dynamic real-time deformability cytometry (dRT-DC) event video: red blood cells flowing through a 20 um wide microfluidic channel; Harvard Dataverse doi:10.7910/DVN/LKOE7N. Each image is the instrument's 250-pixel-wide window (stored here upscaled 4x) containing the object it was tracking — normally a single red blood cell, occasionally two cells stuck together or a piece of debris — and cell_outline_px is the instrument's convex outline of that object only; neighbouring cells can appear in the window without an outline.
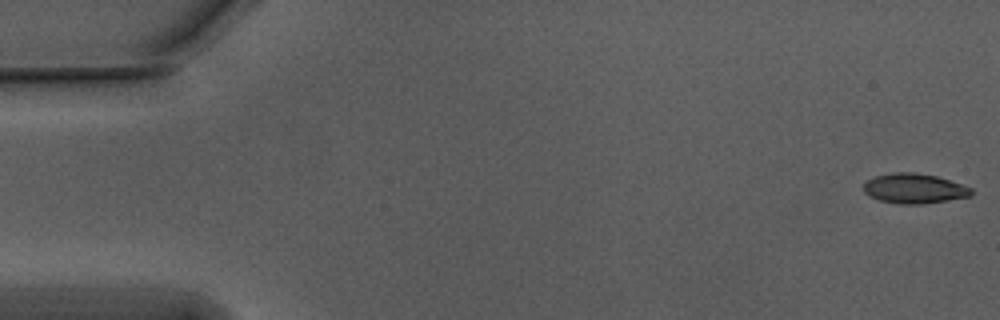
{"species": "Egyptian fruit bat (a non-hibernating species)", "species_latin": "Rousettus aegyptiacus", "temperature_condition": "warm", "stored_images_in_passage": 51, "camera_frame_rate_fps": 3000, "um_per_image_px": 0.085, "animal": {"sex": "male"}, "frame": {"image": 1, "passage_image": 1, "time_ms": 0.0, "image_size_px": [1000, 320], "cell_outline_px": [[972, 196], [948, 200], [920, 204], [900, 204], [880, 200], [868, 196], [864, 192], [864, 184], [868, 180], [876, 176], [892, 172], [912, 172], [936, 176], [972, 188]], "centroid_in_image_um": [77.7, 16.02], "position_along_channel_um": 7.3, "area_um2": 18.61}}
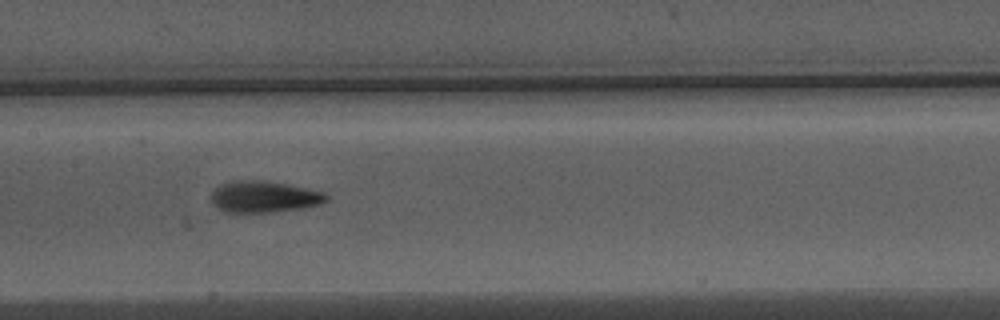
{"frame": {"image": 2, "passage_image": 27, "time_ms": 8.667, "image_size_px": [1000, 320], "cell_outline_px": [[328, 200], [316, 204], [300, 208], [272, 212], [224, 212], [212, 204], [212, 192], [216, 188], [224, 184], [236, 180], [256, 180], [284, 184], [324, 192], [328, 196]], "centroid_in_image_um": [22.4, 16.73], "position_along_channel_um": 185.0, "area_um2": 20.58}}
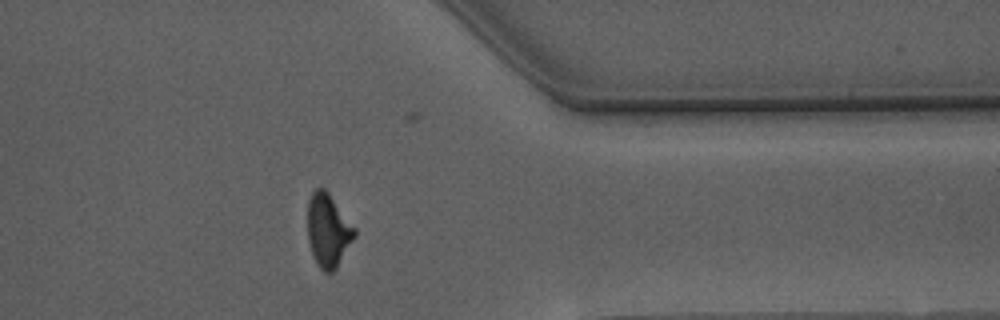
{"frame": {"image": 3, "passage_image": 44, "time_ms": 14.333, "image_size_px": [1000, 320], "cell_outline_px": [[356, 236], [336, 268], [332, 272], [324, 272], [316, 264], [312, 256], [308, 240], [308, 200], [312, 192], [316, 188], [324, 188], [328, 192], [356, 228]], "centroid_in_image_um": [27.89, 19.59], "position_along_channel_um": 383.5, "area_um2": 20.11}, "authors_computed_cell_mechanics": {"area_um2": 19.941, "velocity_mm_per_s": 3.7555, "shape_relaxation_time_tau1_ms": 4.8725, "shape_relaxation_time_tau2_ms": 1.9996, "deformation_change_tau1": 0.1928, "deformation_change_tau2": 0.1079}}